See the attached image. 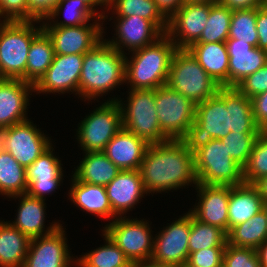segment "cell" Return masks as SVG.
Returning a JSON list of instances; mask_svg holds the SVG:
<instances>
[{
  "mask_svg": "<svg viewBox=\"0 0 267 267\" xmlns=\"http://www.w3.org/2000/svg\"><path fill=\"white\" fill-rule=\"evenodd\" d=\"M177 267H191V266H189V265L186 263V264H183V265H181V266H177Z\"/></svg>",
  "mask_w": 267,
  "mask_h": 267,
  "instance_id": "94428289",
  "label": "cell"
},
{
  "mask_svg": "<svg viewBox=\"0 0 267 267\" xmlns=\"http://www.w3.org/2000/svg\"><path fill=\"white\" fill-rule=\"evenodd\" d=\"M257 8L233 10L228 38L240 39L254 47L258 44Z\"/></svg>",
  "mask_w": 267,
  "mask_h": 267,
  "instance_id": "f35d334b",
  "label": "cell"
},
{
  "mask_svg": "<svg viewBox=\"0 0 267 267\" xmlns=\"http://www.w3.org/2000/svg\"><path fill=\"white\" fill-rule=\"evenodd\" d=\"M199 203L191 214L200 222L222 229L228 234L230 186L197 184Z\"/></svg>",
  "mask_w": 267,
  "mask_h": 267,
  "instance_id": "ac0fdd59",
  "label": "cell"
},
{
  "mask_svg": "<svg viewBox=\"0 0 267 267\" xmlns=\"http://www.w3.org/2000/svg\"><path fill=\"white\" fill-rule=\"evenodd\" d=\"M50 145L47 137L29 120L9 127L6 151L24 168L34 163Z\"/></svg>",
  "mask_w": 267,
  "mask_h": 267,
  "instance_id": "e0dca14e",
  "label": "cell"
},
{
  "mask_svg": "<svg viewBox=\"0 0 267 267\" xmlns=\"http://www.w3.org/2000/svg\"><path fill=\"white\" fill-rule=\"evenodd\" d=\"M227 234L220 228L200 222L190 212L189 255L205 248L226 247Z\"/></svg>",
  "mask_w": 267,
  "mask_h": 267,
  "instance_id": "e575fe53",
  "label": "cell"
},
{
  "mask_svg": "<svg viewBox=\"0 0 267 267\" xmlns=\"http://www.w3.org/2000/svg\"><path fill=\"white\" fill-rule=\"evenodd\" d=\"M155 104L161 131L171 140H188L196 104L168 85L155 89Z\"/></svg>",
  "mask_w": 267,
  "mask_h": 267,
  "instance_id": "ba28073f",
  "label": "cell"
},
{
  "mask_svg": "<svg viewBox=\"0 0 267 267\" xmlns=\"http://www.w3.org/2000/svg\"><path fill=\"white\" fill-rule=\"evenodd\" d=\"M106 6L114 7L117 17L139 16L152 22L163 34L168 28V19L158 9L154 0H106Z\"/></svg>",
  "mask_w": 267,
  "mask_h": 267,
  "instance_id": "d6a6232c",
  "label": "cell"
},
{
  "mask_svg": "<svg viewBox=\"0 0 267 267\" xmlns=\"http://www.w3.org/2000/svg\"><path fill=\"white\" fill-rule=\"evenodd\" d=\"M231 132V87H220L217 93L196 105L192 134L188 141L221 139Z\"/></svg>",
  "mask_w": 267,
  "mask_h": 267,
  "instance_id": "9c48e42d",
  "label": "cell"
},
{
  "mask_svg": "<svg viewBox=\"0 0 267 267\" xmlns=\"http://www.w3.org/2000/svg\"><path fill=\"white\" fill-rule=\"evenodd\" d=\"M26 168L21 166L7 151L0 153V192L18 197L27 192Z\"/></svg>",
  "mask_w": 267,
  "mask_h": 267,
  "instance_id": "836d02e7",
  "label": "cell"
},
{
  "mask_svg": "<svg viewBox=\"0 0 267 267\" xmlns=\"http://www.w3.org/2000/svg\"><path fill=\"white\" fill-rule=\"evenodd\" d=\"M263 6L267 9V0L264 2Z\"/></svg>",
  "mask_w": 267,
  "mask_h": 267,
  "instance_id": "be15d7a7",
  "label": "cell"
},
{
  "mask_svg": "<svg viewBox=\"0 0 267 267\" xmlns=\"http://www.w3.org/2000/svg\"><path fill=\"white\" fill-rule=\"evenodd\" d=\"M32 21H4L0 25V69L4 78L25 81L27 55L32 40L43 30Z\"/></svg>",
  "mask_w": 267,
  "mask_h": 267,
  "instance_id": "8992f818",
  "label": "cell"
},
{
  "mask_svg": "<svg viewBox=\"0 0 267 267\" xmlns=\"http://www.w3.org/2000/svg\"><path fill=\"white\" fill-rule=\"evenodd\" d=\"M166 85L196 105L214 96L221 87L187 49L174 52Z\"/></svg>",
  "mask_w": 267,
  "mask_h": 267,
  "instance_id": "5b68a950",
  "label": "cell"
},
{
  "mask_svg": "<svg viewBox=\"0 0 267 267\" xmlns=\"http://www.w3.org/2000/svg\"><path fill=\"white\" fill-rule=\"evenodd\" d=\"M223 267H261V265L255 249L237 247L226 243Z\"/></svg>",
  "mask_w": 267,
  "mask_h": 267,
  "instance_id": "7bdbcfd3",
  "label": "cell"
},
{
  "mask_svg": "<svg viewBox=\"0 0 267 267\" xmlns=\"http://www.w3.org/2000/svg\"><path fill=\"white\" fill-rule=\"evenodd\" d=\"M84 54H55L46 73L34 85V90L41 92L76 91L83 65Z\"/></svg>",
  "mask_w": 267,
  "mask_h": 267,
  "instance_id": "9a60e30c",
  "label": "cell"
},
{
  "mask_svg": "<svg viewBox=\"0 0 267 267\" xmlns=\"http://www.w3.org/2000/svg\"><path fill=\"white\" fill-rule=\"evenodd\" d=\"M228 87H236L248 75L258 71L267 63V51L243 42L228 38Z\"/></svg>",
  "mask_w": 267,
  "mask_h": 267,
  "instance_id": "d6986e66",
  "label": "cell"
},
{
  "mask_svg": "<svg viewBox=\"0 0 267 267\" xmlns=\"http://www.w3.org/2000/svg\"><path fill=\"white\" fill-rule=\"evenodd\" d=\"M158 9L169 19L183 4L184 0H154Z\"/></svg>",
  "mask_w": 267,
  "mask_h": 267,
  "instance_id": "816d5d0a",
  "label": "cell"
},
{
  "mask_svg": "<svg viewBox=\"0 0 267 267\" xmlns=\"http://www.w3.org/2000/svg\"><path fill=\"white\" fill-rule=\"evenodd\" d=\"M51 146L26 168L27 194L45 200L44 195L60 186L62 167ZM44 194V195H43ZM44 198V199H43Z\"/></svg>",
  "mask_w": 267,
  "mask_h": 267,
  "instance_id": "ffe728a7",
  "label": "cell"
},
{
  "mask_svg": "<svg viewBox=\"0 0 267 267\" xmlns=\"http://www.w3.org/2000/svg\"><path fill=\"white\" fill-rule=\"evenodd\" d=\"M177 50L174 42L164 34L156 42L133 52L125 61V81L131 89H157L167 84L171 59Z\"/></svg>",
  "mask_w": 267,
  "mask_h": 267,
  "instance_id": "3957f363",
  "label": "cell"
},
{
  "mask_svg": "<svg viewBox=\"0 0 267 267\" xmlns=\"http://www.w3.org/2000/svg\"><path fill=\"white\" fill-rule=\"evenodd\" d=\"M261 267H267V240L260 245L257 249Z\"/></svg>",
  "mask_w": 267,
  "mask_h": 267,
  "instance_id": "11a10c76",
  "label": "cell"
},
{
  "mask_svg": "<svg viewBox=\"0 0 267 267\" xmlns=\"http://www.w3.org/2000/svg\"><path fill=\"white\" fill-rule=\"evenodd\" d=\"M264 176H267V133L262 131L243 166V179L247 184H254Z\"/></svg>",
  "mask_w": 267,
  "mask_h": 267,
  "instance_id": "ab89813d",
  "label": "cell"
},
{
  "mask_svg": "<svg viewBox=\"0 0 267 267\" xmlns=\"http://www.w3.org/2000/svg\"><path fill=\"white\" fill-rule=\"evenodd\" d=\"M187 50L221 87H228L229 55L226 42L193 43Z\"/></svg>",
  "mask_w": 267,
  "mask_h": 267,
  "instance_id": "d4e9b609",
  "label": "cell"
},
{
  "mask_svg": "<svg viewBox=\"0 0 267 267\" xmlns=\"http://www.w3.org/2000/svg\"><path fill=\"white\" fill-rule=\"evenodd\" d=\"M220 0H184V3H200V2H209L212 4L219 3Z\"/></svg>",
  "mask_w": 267,
  "mask_h": 267,
  "instance_id": "680465c9",
  "label": "cell"
},
{
  "mask_svg": "<svg viewBox=\"0 0 267 267\" xmlns=\"http://www.w3.org/2000/svg\"><path fill=\"white\" fill-rule=\"evenodd\" d=\"M231 132L261 133L252 111L251 99L231 87Z\"/></svg>",
  "mask_w": 267,
  "mask_h": 267,
  "instance_id": "d590c367",
  "label": "cell"
},
{
  "mask_svg": "<svg viewBox=\"0 0 267 267\" xmlns=\"http://www.w3.org/2000/svg\"><path fill=\"white\" fill-rule=\"evenodd\" d=\"M116 41H106L113 48L123 53V47L136 51L156 42L164 34L149 20L139 16L117 17ZM117 38L119 40L117 41ZM121 42V43H120ZM122 44V46H121ZM121 47V48H120Z\"/></svg>",
  "mask_w": 267,
  "mask_h": 267,
  "instance_id": "603a6c76",
  "label": "cell"
},
{
  "mask_svg": "<svg viewBox=\"0 0 267 267\" xmlns=\"http://www.w3.org/2000/svg\"><path fill=\"white\" fill-rule=\"evenodd\" d=\"M189 142L194 151L199 184L237 186L245 183L243 167L233 160L220 139Z\"/></svg>",
  "mask_w": 267,
  "mask_h": 267,
  "instance_id": "277c9868",
  "label": "cell"
},
{
  "mask_svg": "<svg viewBox=\"0 0 267 267\" xmlns=\"http://www.w3.org/2000/svg\"><path fill=\"white\" fill-rule=\"evenodd\" d=\"M236 88L248 98L267 91V63L258 71L248 75Z\"/></svg>",
  "mask_w": 267,
  "mask_h": 267,
  "instance_id": "f6af8a7d",
  "label": "cell"
},
{
  "mask_svg": "<svg viewBox=\"0 0 267 267\" xmlns=\"http://www.w3.org/2000/svg\"><path fill=\"white\" fill-rule=\"evenodd\" d=\"M264 210L267 212V201H264Z\"/></svg>",
  "mask_w": 267,
  "mask_h": 267,
  "instance_id": "91938a15",
  "label": "cell"
},
{
  "mask_svg": "<svg viewBox=\"0 0 267 267\" xmlns=\"http://www.w3.org/2000/svg\"><path fill=\"white\" fill-rule=\"evenodd\" d=\"M267 240V212L263 209L249 220L233 227L227 243L237 247L257 249Z\"/></svg>",
  "mask_w": 267,
  "mask_h": 267,
  "instance_id": "1f68e13d",
  "label": "cell"
},
{
  "mask_svg": "<svg viewBox=\"0 0 267 267\" xmlns=\"http://www.w3.org/2000/svg\"><path fill=\"white\" fill-rule=\"evenodd\" d=\"M105 189L112 211L119 216L133 208L147 193L139 170H121Z\"/></svg>",
  "mask_w": 267,
  "mask_h": 267,
  "instance_id": "cb8c5ba5",
  "label": "cell"
},
{
  "mask_svg": "<svg viewBox=\"0 0 267 267\" xmlns=\"http://www.w3.org/2000/svg\"><path fill=\"white\" fill-rule=\"evenodd\" d=\"M83 1L94 13L93 7L95 5H106V0H80Z\"/></svg>",
  "mask_w": 267,
  "mask_h": 267,
  "instance_id": "6f0895ef",
  "label": "cell"
},
{
  "mask_svg": "<svg viewBox=\"0 0 267 267\" xmlns=\"http://www.w3.org/2000/svg\"><path fill=\"white\" fill-rule=\"evenodd\" d=\"M30 239L11 223L0 222V266L23 267Z\"/></svg>",
  "mask_w": 267,
  "mask_h": 267,
  "instance_id": "f1b7e54d",
  "label": "cell"
},
{
  "mask_svg": "<svg viewBox=\"0 0 267 267\" xmlns=\"http://www.w3.org/2000/svg\"><path fill=\"white\" fill-rule=\"evenodd\" d=\"M264 201H267V176L262 177L253 184Z\"/></svg>",
  "mask_w": 267,
  "mask_h": 267,
  "instance_id": "db71d44e",
  "label": "cell"
},
{
  "mask_svg": "<svg viewBox=\"0 0 267 267\" xmlns=\"http://www.w3.org/2000/svg\"><path fill=\"white\" fill-rule=\"evenodd\" d=\"M72 182L73 186L69 196L73 203L77 204L81 209L103 218L117 217L112 211L105 186L80 182L74 177Z\"/></svg>",
  "mask_w": 267,
  "mask_h": 267,
  "instance_id": "83f0119b",
  "label": "cell"
},
{
  "mask_svg": "<svg viewBox=\"0 0 267 267\" xmlns=\"http://www.w3.org/2000/svg\"><path fill=\"white\" fill-rule=\"evenodd\" d=\"M64 232L59 223H54L45 236L30 239L23 267H70L72 261Z\"/></svg>",
  "mask_w": 267,
  "mask_h": 267,
  "instance_id": "7c38bea8",
  "label": "cell"
},
{
  "mask_svg": "<svg viewBox=\"0 0 267 267\" xmlns=\"http://www.w3.org/2000/svg\"><path fill=\"white\" fill-rule=\"evenodd\" d=\"M34 85L21 79L5 78L0 81V127H10L28 119L25 112L28 103V91Z\"/></svg>",
  "mask_w": 267,
  "mask_h": 267,
  "instance_id": "44dd1931",
  "label": "cell"
},
{
  "mask_svg": "<svg viewBox=\"0 0 267 267\" xmlns=\"http://www.w3.org/2000/svg\"><path fill=\"white\" fill-rule=\"evenodd\" d=\"M65 6V8L63 7ZM65 9L67 20L60 21V23L56 22L53 25L47 26V23L42 25V27H70V26H79L86 24L90 18L95 16L96 14L83 2L80 0H60L59 3L51 10V12L47 15L45 20H48L52 17H56L59 15L61 10Z\"/></svg>",
  "mask_w": 267,
  "mask_h": 267,
  "instance_id": "60d3db41",
  "label": "cell"
},
{
  "mask_svg": "<svg viewBox=\"0 0 267 267\" xmlns=\"http://www.w3.org/2000/svg\"><path fill=\"white\" fill-rule=\"evenodd\" d=\"M265 1L266 0H220L219 3L233 11L262 7Z\"/></svg>",
  "mask_w": 267,
  "mask_h": 267,
  "instance_id": "f907efd6",
  "label": "cell"
},
{
  "mask_svg": "<svg viewBox=\"0 0 267 267\" xmlns=\"http://www.w3.org/2000/svg\"><path fill=\"white\" fill-rule=\"evenodd\" d=\"M2 15H5L4 21H29L28 0H0Z\"/></svg>",
  "mask_w": 267,
  "mask_h": 267,
  "instance_id": "bcb514c9",
  "label": "cell"
},
{
  "mask_svg": "<svg viewBox=\"0 0 267 267\" xmlns=\"http://www.w3.org/2000/svg\"><path fill=\"white\" fill-rule=\"evenodd\" d=\"M9 136V127H0V153L6 151V141Z\"/></svg>",
  "mask_w": 267,
  "mask_h": 267,
  "instance_id": "9f6ffc18",
  "label": "cell"
},
{
  "mask_svg": "<svg viewBox=\"0 0 267 267\" xmlns=\"http://www.w3.org/2000/svg\"><path fill=\"white\" fill-rule=\"evenodd\" d=\"M150 144L122 127L103 150L120 170H139Z\"/></svg>",
  "mask_w": 267,
  "mask_h": 267,
  "instance_id": "7402d4cb",
  "label": "cell"
},
{
  "mask_svg": "<svg viewBox=\"0 0 267 267\" xmlns=\"http://www.w3.org/2000/svg\"><path fill=\"white\" fill-rule=\"evenodd\" d=\"M51 38L55 54H85L102 42L99 23L70 27H42Z\"/></svg>",
  "mask_w": 267,
  "mask_h": 267,
  "instance_id": "2e32d148",
  "label": "cell"
},
{
  "mask_svg": "<svg viewBox=\"0 0 267 267\" xmlns=\"http://www.w3.org/2000/svg\"><path fill=\"white\" fill-rule=\"evenodd\" d=\"M54 55L52 40L42 30L30 44L25 69V81L35 85L53 62Z\"/></svg>",
  "mask_w": 267,
  "mask_h": 267,
  "instance_id": "f546056e",
  "label": "cell"
},
{
  "mask_svg": "<svg viewBox=\"0 0 267 267\" xmlns=\"http://www.w3.org/2000/svg\"><path fill=\"white\" fill-rule=\"evenodd\" d=\"M127 109L118 101L121 110L122 127L143 138L149 144L170 140L159 125L155 89H131Z\"/></svg>",
  "mask_w": 267,
  "mask_h": 267,
  "instance_id": "52a82bcc",
  "label": "cell"
},
{
  "mask_svg": "<svg viewBox=\"0 0 267 267\" xmlns=\"http://www.w3.org/2000/svg\"><path fill=\"white\" fill-rule=\"evenodd\" d=\"M210 13V3H184L169 19L166 34L177 49H187L201 36ZM175 34H178L175 36ZM180 36L177 41L175 37ZM173 37V38H172ZM175 39V40H174Z\"/></svg>",
  "mask_w": 267,
  "mask_h": 267,
  "instance_id": "5bb4252c",
  "label": "cell"
},
{
  "mask_svg": "<svg viewBox=\"0 0 267 267\" xmlns=\"http://www.w3.org/2000/svg\"><path fill=\"white\" fill-rule=\"evenodd\" d=\"M3 79H5V78L3 77L2 73H1V69H0V81Z\"/></svg>",
  "mask_w": 267,
  "mask_h": 267,
  "instance_id": "6125c7cd",
  "label": "cell"
},
{
  "mask_svg": "<svg viewBox=\"0 0 267 267\" xmlns=\"http://www.w3.org/2000/svg\"><path fill=\"white\" fill-rule=\"evenodd\" d=\"M189 235L190 211L156 236L151 259L172 267L186 264L189 258Z\"/></svg>",
  "mask_w": 267,
  "mask_h": 267,
  "instance_id": "4fadbf2b",
  "label": "cell"
},
{
  "mask_svg": "<svg viewBox=\"0 0 267 267\" xmlns=\"http://www.w3.org/2000/svg\"><path fill=\"white\" fill-rule=\"evenodd\" d=\"M256 29L258 33L257 47L267 51V9L257 7Z\"/></svg>",
  "mask_w": 267,
  "mask_h": 267,
  "instance_id": "681fc988",
  "label": "cell"
},
{
  "mask_svg": "<svg viewBox=\"0 0 267 267\" xmlns=\"http://www.w3.org/2000/svg\"><path fill=\"white\" fill-rule=\"evenodd\" d=\"M251 105L255 122L263 131L267 127V91L252 97Z\"/></svg>",
  "mask_w": 267,
  "mask_h": 267,
  "instance_id": "c3c4849f",
  "label": "cell"
},
{
  "mask_svg": "<svg viewBox=\"0 0 267 267\" xmlns=\"http://www.w3.org/2000/svg\"><path fill=\"white\" fill-rule=\"evenodd\" d=\"M147 223L119 217L107 224L103 231L131 262L149 260L152 258L154 239Z\"/></svg>",
  "mask_w": 267,
  "mask_h": 267,
  "instance_id": "8fae6325",
  "label": "cell"
},
{
  "mask_svg": "<svg viewBox=\"0 0 267 267\" xmlns=\"http://www.w3.org/2000/svg\"><path fill=\"white\" fill-rule=\"evenodd\" d=\"M225 247L205 248L189 255L187 264L191 267H223Z\"/></svg>",
  "mask_w": 267,
  "mask_h": 267,
  "instance_id": "ee69618b",
  "label": "cell"
},
{
  "mask_svg": "<svg viewBox=\"0 0 267 267\" xmlns=\"http://www.w3.org/2000/svg\"><path fill=\"white\" fill-rule=\"evenodd\" d=\"M259 134L230 132L220 140L233 160L243 167Z\"/></svg>",
  "mask_w": 267,
  "mask_h": 267,
  "instance_id": "b9f144b4",
  "label": "cell"
},
{
  "mask_svg": "<svg viewBox=\"0 0 267 267\" xmlns=\"http://www.w3.org/2000/svg\"><path fill=\"white\" fill-rule=\"evenodd\" d=\"M125 57L104 40L85 53L78 94L93 99L125 82Z\"/></svg>",
  "mask_w": 267,
  "mask_h": 267,
  "instance_id": "7a4b0ae2",
  "label": "cell"
},
{
  "mask_svg": "<svg viewBox=\"0 0 267 267\" xmlns=\"http://www.w3.org/2000/svg\"><path fill=\"white\" fill-rule=\"evenodd\" d=\"M120 171L103 151L87 152L73 177L80 182L107 186Z\"/></svg>",
  "mask_w": 267,
  "mask_h": 267,
  "instance_id": "4316f807",
  "label": "cell"
},
{
  "mask_svg": "<svg viewBox=\"0 0 267 267\" xmlns=\"http://www.w3.org/2000/svg\"><path fill=\"white\" fill-rule=\"evenodd\" d=\"M139 172L146 192H162L198 184L194 151L188 140H168L150 144Z\"/></svg>",
  "mask_w": 267,
  "mask_h": 267,
  "instance_id": "6da1fadb",
  "label": "cell"
},
{
  "mask_svg": "<svg viewBox=\"0 0 267 267\" xmlns=\"http://www.w3.org/2000/svg\"><path fill=\"white\" fill-rule=\"evenodd\" d=\"M105 236L106 245L99 247L90 253L85 254L78 259L80 267H129L131 261L126 257L123 251L111 240Z\"/></svg>",
  "mask_w": 267,
  "mask_h": 267,
  "instance_id": "8d00e7d4",
  "label": "cell"
},
{
  "mask_svg": "<svg viewBox=\"0 0 267 267\" xmlns=\"http://www.w3.org/2000/svg\"><path fill=\"white\" fill-rule=\"evenodd\" d=\"M22 199L18 208L16 221L11 223L29 239L45 236L43 233L45 203L44 200L25 194L18 195Z\"/></svg>",
  "mask_w": 267,
  "mask_h": 267,
  "instance_id": "4dcf8cb0",
  "label": "cell"
},
{
  "mask_svg": "<svg viewBox=\"0 0 267 267\" xmlns=\"http://www.w3.org/2000/svg\"><path fill=\"white\" fill-rule=\"evenodd\" d=\"M81 122L77 131L78 141L85 153L103 151L122 128L118 100L105 102Z\"/></svg>",
  "mask_w": 267,
  "mask_h": 267,
  "instance_id": "30bf717a",
  "label": "cell"
},
{
  "mask_svg": "<svg viewBox=\"0 0 267 267\" xmlns=\"http://www.w3.org/2000/svg\"><path fill=\"white\" fill-rule=\"evenodd\" d=\"M232 10L220 3H210V13L200 38L195 43L226 42Z\"/></svg>",
  "mask_w": 267,
  "mask_h": 267,
  "instance_id": "74e56055",
  "label": "cell"
},
{
  "mask_svg": "<svg viewBox=\"0 0 267 267\" xmlns=\"http://www.w3.org/2000/svg\"><path fill=\"white\" fill-rule=\"evenodd\" d=\"M264 209V200L253 184L230 186L228 232Z\"/></svg>",
  "mask_w": 267,
  "mask_h": 267,
  "instance_id": "484cf974",
  "label": "cell"
},
{
  "mask_svg": "<svg viewBox=\"0 0 267 267\" xmlns=\"http://www.w3.org/2000/svg\"><path fill=\"white\" fill-rule=\"evenodd\" d=\"M60 0H28L29 21L40 22L47 17Z\"/></svg>",
  "mask_w": 267,
  "mask_h": 267,
  "instance_id": "7dc6e473",
  "label": "cell"
},
{
  "mask_svg": "<svg viewBox=\"0 0 267 267\" xmlns=\"http://www.w3.org/2000/svg\"><path fill=\"white\" fill-rule=\"evenodd\" d=\"M129 267H172L170 265L155 262L152 259L131 262Z\"/></svg>",
  "mask_w": 267,
  "mask_h": 267,
  "instance_id": "f5cc1de1",
  "label": "cell"
}]
</instances>
